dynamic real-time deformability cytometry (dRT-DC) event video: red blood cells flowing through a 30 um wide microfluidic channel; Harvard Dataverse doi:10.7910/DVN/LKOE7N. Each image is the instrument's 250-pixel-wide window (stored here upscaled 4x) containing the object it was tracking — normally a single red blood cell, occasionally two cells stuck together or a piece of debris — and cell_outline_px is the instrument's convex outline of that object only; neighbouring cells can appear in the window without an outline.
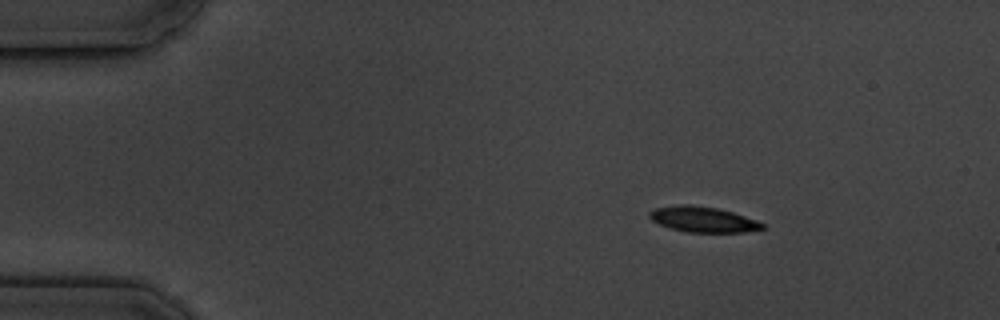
{"species": "common noctule bat (a hibernating species)", "species_latin": "Nyctalus noctula", "temperature_condition": "cold", "stored_images_in_passage": 6, "camera_frame_rate_fps": 3000, "um_per_image_px": 0.085, "animal": {"sex": "male", "body_mass_g": 19.5, "forearm_length_mm": 54.6}, "frame": {"image": 1, "passage_image": 2, "time_ms": 1.333, "image_size_px": [1000, 320], "cell_outline_px": [[764, 228], [744, 232], [688, 232], [668, 228], [652, 220], [648, 216], [648, 212], [656, 208], [680, 204], [688, 204], [716, 208], [732, 212], [756, 220], [764, 224]], "centroid_in_image_um": [59.72, 18.65], "position_along_channel_um": 25.3, "area_um2": 16.65}}
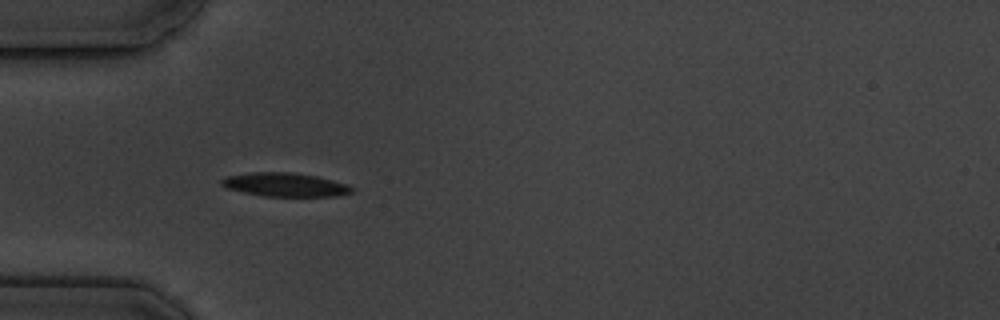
{"frame": {"image": 2, "passage_image": 4, "time_ms": 4.333, "image_size_px": [1000, 320], "cell_outline_px": [[356, 188], [352, 192], [340, 196], [264, 196], [244, 192], [228, 188], [220, 184], [220, 180], [224, 176], [252, 172], [292, 172], [316, 176], [348, 184]], "centroid_in_image_um": [24.25, 15.69], "position_along_channel_um": 60.7, "area_um2": 18.09}}
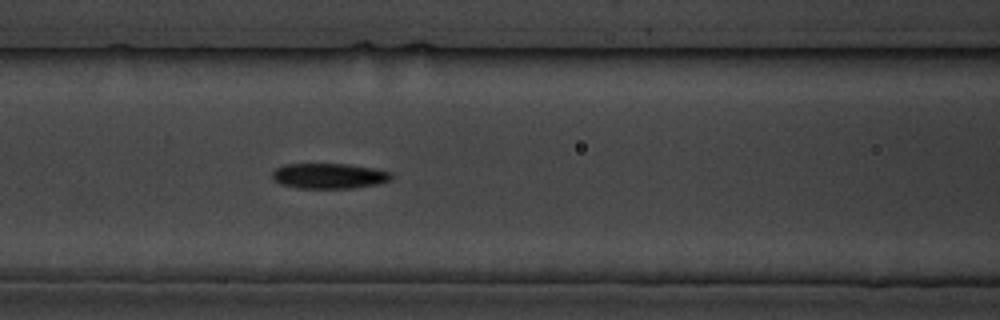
{"frame": {"image": 3, "passage_image": 6, "time_ms": 6.667, "image_size_px": [1000, 320], "cell_outline_px": [[392, 180], [380, 184], [352, 188], [300, 188], [280, 184], [272, 176], [272, 172], [276, 168], [284, 164], [348, 164], [372, 168], [392, 172]], "centroid_in_image_um": [28.01, 14.95], "position_along_channel_um": 138.6, "area_um2": 17.63}}